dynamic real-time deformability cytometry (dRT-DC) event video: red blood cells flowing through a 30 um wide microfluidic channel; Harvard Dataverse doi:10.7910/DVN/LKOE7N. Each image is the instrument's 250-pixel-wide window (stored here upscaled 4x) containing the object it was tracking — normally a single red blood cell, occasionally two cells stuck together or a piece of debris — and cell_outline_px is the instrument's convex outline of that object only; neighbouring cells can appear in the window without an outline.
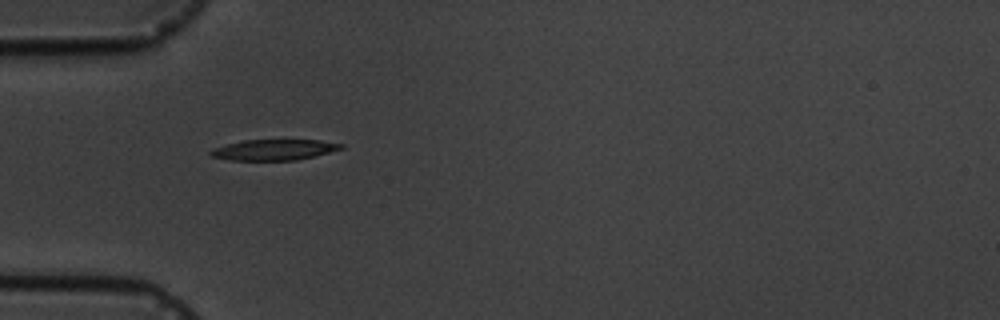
{"species": "common noctule bat (a hibernating species)", "species_latin": "Nyctalus noctula", "temperature_condition": "cold", "stored_images_in_passage": 2, "camera_frame_rate_fps": 3000, "um_per_image_px": 0.085, "animal": {"sex": "male", "body_mass_g": 19.5, "forearm_length_mm": 54.6}, "frame": {"image": 1, "passage_image": 1, "time_ms": 0.0, "image_size_px": [1000, 320], "cell_outline_px": [[344, 148], [296, 160], [228, 160], [212, 156], [208, 152], [212, 148], [244, 140], [320, 140], [344, 144]], "centroid_in_image_um": [23.27, 12.73], "position_along_channel_um": 61.7, "area_um2": 15.61}}
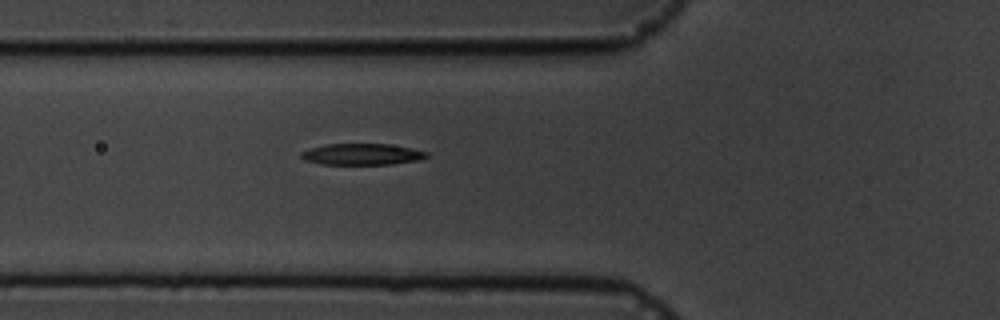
{"frame": {"image": 2, "passage_image": 2, "time_ms": 1.0, "image_size_px": [1000, 320], "cell_outline_px": [[428, 156], [416, 160], [392, 164], [320, 164], [304, 160], [300, 156], [300, 152], [308, 148], [324, 144], [388, 144], [412, 148], [428, 152]], "centroid_in_image_um": [30.71, 13.1], "position_along_channel_um": 95.1, "area_um2": 15.61}}